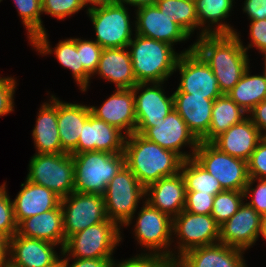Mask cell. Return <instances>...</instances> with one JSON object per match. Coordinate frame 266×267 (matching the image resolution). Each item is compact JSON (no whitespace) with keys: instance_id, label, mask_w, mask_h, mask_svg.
Instances as JSON below:
<instances>
[{"instance_id":"5b68a950","label":"cell","mask_w":266,"mask_h":267,"mask_svg":"<svg viewBox=\"0 0 266 267\" xmlns=\"http://www.w3.org/2000/svg\"><path fill=\"white\" fill-rule=\"evenodd\" d=\"M103 197L107 218L120 227H127L135 218L138 203L145 200V188L125 165L110 180Z\"/></svg>"},{"instance_id":"d4e9b609","label":"cell","mask_w":266,"mask_h":267,"mask_svg":"<svg viewBox=\"0 0 266 267\" xmlns=\"http://www.w3.org/2000/svg\"><path fill=\"white\" fill-rule=\"evenodd\" d=\"M262 138L259 129L247 116L241 122L232 125L211 143L220 151L247 162Z\"/></svg>"},{"instance_id":"e575fe53","label":"cell","mask_w":266,"mask_h":267,"mask_svg":"<svg viewBox=\"0 0 266 267\" xmlns=\"http://www.w3.org/2000/svg\"><path fill=\"white\" fill-rule=\"evenodd\" d=\"M178 24L189 36L198 30L195 0H157L155 4Z\"/></svg>"},{"instance_id":"bcb514c9","label":"cell","mask_w":266,"mask_h":267,"mask_svg":"<svg viewBox=\"0 0 266 267\" xmlns=\"http://www.w3.org/2000/svg\"><path fill=\"white\" fill-rule=\"evenodd\" d=\"M250 43L248 45H243V41L241 40L242 47L247 51L251 48L258 49L259 53H266V19L264 20H256L250 21Z\"/></svg>"},{"instance_id":"db71d44e","label":"cell","mask_w":266,"mask_h":267,"mask_svg":"<svg viewBox=\"0 0 266 267\" xmlns=\"http://www.w3.org/2000/svg\"><path fill=\"white\" fill-rule=\"evenodd\" d=\"M60 253L61 254L59 255V257L56 260H54L51 264H49L45 267H65V253L63 251H60Z\"/></svg>"},{"instance_id":"b9f144b4","label":"cell","mask_w":266,"mask_h":267,"mask_svg":"<svg viewBox=\"0 0 266 267\" xmlns=\"http://www.w3.org/2000/svg\"><path fill=\"white\" fill-rule=\"evenodd\" d=\"M255 182H258V184L253 187ZM244 195L245 201H247L249 197L251 198V200L246 203L264 217L266 215V179L249 178L244 190Z\"/></svg>"},{"instance_id":"4fadbf2b","label":"cell","mask_w":266,"mask_h":267,"mask_svg":"<svg viewBox=\"0 0 266 267\" xmlns=\"http://www.w3.org/2000/svg\"><path fill=\"white\" fill-rule=\"evenodd\" d=\"M66 240L89 226L111 221L106 216L103 195L73 191L60 201Z\"/></svg>"},{"instance_id":"836d02e7","label":"cell","mask_w":266,"mask_h":267,"mask_svg":"<svg viewBox=\"0 0 266 267\" xmlns=\"http://www.w3.org/2000/svg\"><path fill=\"white\" fill-rule=\"evenodd\" d=\"M180 173L183 176L186 191H197L214 196L224 191L220 182L194 158L182 162Z\"/></svg>"},{"instance_id":"681fc988","label":"cell","mask_w":266,"mask_h":267,"mask_svg":"<svg viewBox=\"0 0 266 267\" xmlns=\"http://www.w3.org/2000/svg\"><path fill=\"white\" fill-rule=\"evenodd\" d=\"M253 124L259 129L263 137H266V101L256 105L247 113Z\"/></svg>"},{"instance_id":"ac0fdd59","label":"cell","mask_w":266,"mask_h":267,"mask_svg":"<svg viewBox=\"0 0 266 267\" xmlns=\"http://www.w3.org/2000/svg\"><path fill=\"white\" fill-rule=\"evenodd\" d=\"M126 135L118 128L90 115L82 126L77 147L70 154L90 151L123 153Z\"/></svg>"},{"instance_id":"30bf717a","label":"cell","mask_w":266,"mask_h":267,"mask_svg":"<svg viewBox=\"0 0 266 267\" xmlns=\"http://www.w3.org/2000/svg\"><path fill=\"white\" fill-rule=\"evenodd\" d=\"M193 158L220 182L224 190H245L250 178L246 161L204 141H199Z\"/></svg>"},{"instance_id":"7bdbcfd3","label":"cell","mask_w":266,"mask_h":267,"mask_svg":"<svg viewBox=\"0 0 266 267\" xmlns=\"http://www.w3.org/2000/svg\"><path fill=\"white\" fill-rule=\"evenodd\" d=\"M248 173L250 178L266 179V137H263L248 161Z\"/></svg>"},{"instance_id":"6da1fadb","label":"cell","mask_w":266,"mask_h":267,"mask_svg":"<svg viewBox=\"0 0 266 267\" xmlns=\"http://www.w3.org/2000/svg\"><path fill=\"white\" fill-rule=\"evenodd\" d=\"M240 36L236 30L235 34L203 35L193 43L194 50L212 69L222 94H227L250 66Z\"/></svg>"},{"instance_id":"83f0119b","label":"cell","mask_w":266,"mask_h":267,"mask_svg":"<svg viewBox=\"0 0 266 267\" xmlns=\"http://www.w3.org/2000/svg\"><path fill=\"white\" fill-rule=\"evenodd\" d=\"M49 102L42 103L32 130L36 154L66 153L60 142L57 124V97L50 95Z\"/></svg>"},{"instance_id":"c3c4849f","label":"cell","mask_w":266,"mask_h":267,"mask_svg":"<svg viewBox=\"0 0 266 267\" xmlns=\"http://www.w3.org/2000/svg\"><path fill=\"white\" fill-rule=\"evenodd\" d=\"M65 254V267H113L114 258L76 259ZM74 260V261H73ZM69 261H72L70 264Z\"/></svg>"},{"instance_id":"4dcf8cb0","label":"cell","mask_w":266,"mask_h":267,"mask_svg":"<svg viewBox=\"0 0 266 267\" xmlns=\"http://www.w3.org/2000/svg\"><path fill=\"white\" fill-rule=\"evenodd\" d=\"M233 1L195 0L198 30L200 33L197 38L203 35L235 34L236 29L227 24V22L225 23V20L231 16V10L233 11V5H235Z\"/></svg>"},{"instance_id":"7c38bea8","label":"cell","mask_w":266,"mask_h":267,"mask_svg":"<svg viewBox=\"0 0 266 267\" xmlns=\"http://www.w3.org/2000/svg\"><path fill=\"white\" fill-rule=\"evenodd\" d=\"M172 237H177L174 250L178 259L190 249L218 243L220 225L211 215L183 210L173 218Z\"/></svg>"},{"instance_id":"ba28073f","label":"cell","mask_w":266,"mask_h":267,"mask_svg":"<svg viewBox=\"0 0 266 267\" xmlns=\"http://www.w3.org/2000/svg\"><path fill=\"white\" fill-rule=\"evenodd\" d=\"M128 9L125 5L113 1L86 12L95 30L94 41L103 49L128 47L132 41L135 35L132 25L135 26V23L130 21Z\"/></svg>"},{"instance_id":"ee69618b","label":"cell","mask_w":266,"mask_h":267,"mask_svg":"<svg viewBox=\"0 0 266 267\" xmlns=\"http://www.w3.org/2000/svg\"><path fill=\"white\" fill-rule=\"evenodd\" d=\"M214 195L197 191H186L185 211L211 215Z\"/></svg>"},{"instance_id":"e0dca14e","label":"cell","mask_w":266,"mask_h":267,"mask_svg":"<svg viewBox=\"0 0 266 267\" xmlns=\"http://www.w3.org/2000/svg\"><path fill=\"white\" fill-rule=\"evenodd\" d=\"M135 11V34L172 46L191 38L173 21V17L161 12L156 5L139 7Z\"/></svg>"},{"instance_id":"5bb4252c","label":"cell","mask_w":266,"mask_h":267,"mask_svg":"<svg viewBox=\"0 0 266 267\" xmlns=\"http://www.w3.org/2000/svg\"><path fill=\"white\" fill-rule=\"evenodd\" d=\"M164 83H137L133 87L136 133L142 135L148 128L165 119L174 109L173 95H166L162 86Z\"/></svg>"},{"instance_id":"7dc6e473","label":"cell","mask_w":266,"mask_h":267,"mask_svg":"<svg viewBox=\"0 0 266 267\" xmlns=\"http://www.w3.org/2000/svg\"><path fill=\"white\" fill-rule=\"evenodd\" d=\"M242 7L250 21L266 19V0H244Z\"/></svg>"},{"instance_id":"1f68e13d","label":"cell","mask_w":266,"mask_h":267,"mask_svg":"<svg viewBox=\"0 0 266 267\" xmlns=\"http://www.w3.org/2000/svg\"><path fill=\"white\" fill-rule=\"evenodd\" d=\"M250 66L227 95L245 112H249L266 98V75H251Z\"/></svg>"},{"instance_id":"603a6c76","label":"cell","mask_w":266,"mask_h":267,"mask_svg":"<svg viewBox=\"0 0 266 267\" xmlns=\"http://www.w3.org/2000/svg\"><path fill=\"white\" fill-rule=\"evenodd\" d=\"M145 201L172 219L176 217L186 203V187L181 173L150 184L145 189Z\"/></svg>"},{"instance_id":"7402d4cb","label":"cell","mask_w":266,"mask_h":267,"mask_svg":"<svg viewBox=\"0 0 266 267\" xmlns=\"http://www.w3.org/2000/svg\"><path fill=\"white\" fill-rule=\"evenodd\" d=\"M58 245L27 238L18 233L10 238L9 267H45L56 260Z\"/></svg>"},{"instance_id":"8fae6325","label":"cell","mask_w":266,"mask_h":267,"mask_svg":"<svg viewBox=\"0 0 266 267\" xmlns=\"http://www.w3.org/2000/svg\"><path fill=\"white\" fill-rule=\"evenodd\" d=\"M175 70L179 71L180 83L174 93H189L192 96H205L207 99H216L222 95L217 78L194 50V44L181 51Z\"/></svg>"},{"instance_id":"4316f807","label":"cell","mask_w":266,"mask_h":267,"mask_svg":"<svg viewBox=\"0 0 266 267\" xmlns=\"http://www.w3.org/2000/svg\"><path fill=\"white\" fill-rule=\"evenodd\" d=\"M95 74L115 84L116 89H130L138 83L127 47L103 49L97 69L92 77Z\"/></svg>"},{"instance_id":"ab89813d","label":"cell","mask_w":266,"mask_h":267,"mask_svg":"<svg viewBox=\"0 0 266 267\" xmlns=\"http://www.w3.org/2000/svg\"><path fill=\"white\" fill-rule=\"evenodd\" d=\"M77 52L80 63L84 69L92 76L98 66L103 48L93 40L76 38Z\"/></svg>"},{"instance_id":"74e56055","label":"cell","mask_w":266,"mask_h":267,"mask_svg":"<svg viewBox=\"0 0 266 267\" xmlns=\"http://www.w3.org/2000/svg\"><path fill=\"white\" fill-rule=\"evenodd\" d=\"M113 267H178L177 259L161 254L139 253L126 260L113 261Z\"/></svg>"},{"instance_id":"3957f363","label":"cell","mask_w":266,"mask_h":267,"mask_svg":"<svg viewBox=\"0 0 266 267\" xmlns=\"http://www.w3.org/2000/svg\"><path fill=\"white\" fill-rule=\"evenodd\" d=\"M138 83L166 82L173 75L181 53L174 46L135 34L128 44Z\"/></svg>"},{"instance_id":"8992f818","label":"cell","mask_w":266,"mask_h":267,"mask_svg":"<svg viewBox=\"0 0 266 267\" xmlns=\"http://www.w3.org/2000/svg\"><path fill=\"white\" fill-rule=\"evenodd\" d=\"M122 228L114 221H103L71 235L63 252L70 258H114L113 253L122 242Z\"/></svg>"},{"instance_id":"9f6ffc18","label":"cell","mask_w":266,"mask_h":267,"mask_svg":"<svg viewBox=\"0 0 266 267\" xmlns=\"http://www.w3.org/2000/svg\"><path fill=\"white\" fill-rule=\"evenodd\" d=\"M262 55L264 56V65H265V66L263 67V68H264V71H263V72H264L265 75H266V53H264V54H262Z\"/></svg>"},{"instance_id":"d6986e66","label":"cell","mask_w":266,"mask_h":267,"mask_svg":"<svg viewBox=\"0 0 266 267\" xmlns=\"http://www.w3.org/2000/svg\"><path fill=\"white\" fill-rule=\"evenodd\" d=\"M90 109L97 119L118 128L126 136L136 130L133 88L115 89L100 107L90 106Z\"/></svg>"},{"instance_id":"7a4b0ae2","label":"cell","mask_w":266,"mask_h":267,"mask_svg":"<svg viewBox=\"0 0 266 267\" xmlns=\"http://www.w3.org/2000/svg\"><path fill=\"white\" fill-rule=\"evenodd\" d=\"M123 153L125 165L145 189L161 178L178 174L183 162L176 153L136 132L126 136Z\"/></svg>"},{"instance_id":"f6af8a7d","label":"cell","mask_w":266,"mask_h":267,"mask_svg":"<svg viewBox=\"0 0 266 267\" xmlns=\"http://www.w3.org/2000/svg\"><path fill=\"white\" fill-rule=\"evenodd\" d=\"M18 81L12 77H0V116L14 111V94Z\"/></svg>"},{"instance_id":"ffe728a7","label":"cell","mask_w":266,"mask_h":267,"mask_svg":"<svg viewBox=\"0 0 266 267\" xmlns=\"http://www.w3.org/2000/svg\"><path fill=\"white\" fill-rule=\"evenodd\" d=\"M30 45L42 56L55 54L59 64L71 71L72 77L77 83L79 90L86 92L90 86L92 76L84 69L80 63L79 53L77 52L76 38L60 40L56 47L52 49L48 40L47 32L38 34ZM51 46V47H50Z\"/></svg>"},{"instance_id":"f1b7e54d","label":"cell","mask_w":266,"mask_h":267,"mask_svg":"<svg viewBox=\"0 0 266 267\" xmlns=\"http://www.w3.org/2000/svg\"><path fill=\"white\" fill-rule=\"evenodd\" d=\"M17 233L27 238L40 239L60 245L59 248L62 251L66 238L61 205L55 209L22 220L18 224Z\"/></svg>"},{"instance_id":"277c9868","label":"cell","mask_w":266,"mask_h":267,"mask_svg":"<svg viewBox=\"0 0 266 267\" xmlns=\"http://www.w3.org/2000/svg\"><path fill=\"white\" fill-rule=\"evenodd\" d=\"M74 191L103 195L110 180L125 166L124 153L90 151L72 154Z\"/></svg>"},{"instance_id":"cb8c5ba5","label":"cell","mask_w":266,"mask_h":267,"mask_svg":"<svg viewBox=\"0 0 266 267\" xmlns=\"http://www.w3.org/2000/svg\"><path fill=\"white\" fill-rule=\"evenodd\" d=\"M174 109L185 121L189 131L198 141L207 142L212 107L215 99L192 96L189 93H173Z\"/></svg>"},{"instance_id":"f5cc1de1","label":"cell","mask_w":266,"mask_h":267,"mask_svg":"<svg viewBox=\"0 0 266 267\" xmlns=\"http://www.w3.org/2000/svg\"><path fill=\"white\" fill-rule=\"evenodd\" d=\"M81 1H82L83 6L84 7L86 6L85 7L87 8L86 11L91 10L93 8L105 6L113 2V0H81Z\"/></svg>"},{"instance_id":"44dd1931","label":"cell","mask_w":266,"mask_h":267,"mask_svg":"<svg viewBox=\"0 0 266 267\" xmlns=\"http://www.w3.org/2000/svg\"><path fill=\"white\" fill-rule=\"evenodd\" d=\"M245 252L224 243L196 247L177 259L178 267H248Z\"/></svg>"},{"instance_id":"60d3db41","label":"cell","mask_w":266,"mask_h":267,"mask_svg":"<svg viewBox=\"0 0 266 267\" xmlns=\"http://www.w3.org/2000/svg\"><path fill=\"white\" fill-rule=\"evenodd\" d=\"M42 14L63 20L84 8L81 0H41Z\"/></svg>"},{"instance_id":"d590c367","label":"cell","mask_w":266,"mask_h":267,"mask_svg":"<svg viewBox=\"0 0 266 267\" xmlns=\"http://www.w3.org/2000/svg\"><path fill=\"white\" fill-rule=\"evenodd\" d=\"M22 20L24 29L27 30V38L31 42L38 34L45 32V27L41 18V0H13Z\"/></svg>"},{"instance_id":"f35d334b","label":"cell","mask_w":266,"mask_h":267,"mask_svg":"<svg viewBox=\"0 0 266 267\" xmlns=\"http://www.w3.org/2000/svg\"><path fill=\"white\" fill-rule=\"evenodd\" d=\"M6 187V182L0 186V233L11 238L17 233L18 224L14 215L13 201Z\"/></svg>"},{"instance_id":"9a60e30c","label":"cell","mask_w":266,"mask_h":267,"mask_svg":"<svg viewBox=\"0 0 266 267\" xmlns=\"http://www.w3.org/2000/svg\"><path fill=\"white\" fill-rule=\"evenodd\" d=\"M142 136L164 149L176 153L183 161L194 157L199 143L175 109L161 122L148 128ZM183 146H189L191 153L181 151L184 148Z\"/></svg>"},{"instance_id":"52a82bcc","label":"cell","mask_w":266,"mask_h":267,"mask_svg":"<svg viewBox=\"0 0 266 267\" xmlns=\"http://www.w3.org/2000/svg\"><path fill=\"white\" fill-rule=\"evenodd\" d=\"M26 179L52 190L61 199L74 191V163L70 153L36 154L28 164Z\"/></svg>"},{"instance_id":"484cf974","label":"cell","mask_w":266,"mask_h":267,"mask_svg":"<svg viewBox=\"0 0 266 267\" xmlns=\"http://www.w3.org/2000/svg\"><path fill=\"white\" fill-rule=\"evenodd\" d=\"M12 201L15 219L19 224L24 219L57 208L61 198L52 190L26 179Z\"/></svg>"},{"instance_id":"9c48e42d","label":"cell","mask_w":266,"mask_h":267,"mask_svg":"<svg viewBox=\"0 0 266 267\" xmlns=\"http://www.w3.org/2000/svg\"><path fill=\"white\" fill-rule=\"evenodd\" d=\"M134 227V238L147 253L161 254L176 259V251L171 248L173 241V219L152 207L147 201L138 211ZM146 248V249H145Z\"/></svg>"},{"instance_id":"11a10c76","label":"cell","mask_w":266,"mask_h":267,"mask_svg":"<svg viewBox=\"0 0 266 267\" xmlns=\"http://www.w3.org/2000/svg\"><path fill=\"white\" fill-rule=\"evenodd\" d=\"M261 235L264 238V240L266 241V215L262 218V225H261L260 236Z\"/></svg>"},{"instance_id":"f907efd6","label":"cell","mask_w":266,"mask_h":267,"mask_svg":"<svg viewBox=\"0 0 266 267\" xmlns=\"http://www.w3.org/2000/svg\"><path fill=\"white\" fill-rule=\"evenodd\" d=\"M10 238L0 233V267L9 264Z\"/></svg>"},{"instance_id":"d6a6232c","label":"cell","mask_w":266,"mask_h":267,"mask_svg":"<svg viewBox=\"0 0 266 267\" xmlns=\"http://www.w3.org/2000/svg\"><path fill=\"white\" fill-rule=\"evenodd\" d=\"M247 116V112L239 107L227 94H222L217 97L212 107L207 142H212L216 137L226 132L232 125L241 122Z\"/></svg>"},{"instance_id":"816d5d0a","label":"cell","mask_w":266,"mask_h":267,"mask_svg":"<svg viewBox=\"0 0 266 267\" xmlns=\"http://www.w3.org/2000/svg\"><path fill=\"white\" fill-rule=\"evenodd\" d=\"M113 1L115 3L125 5V6L126 4L130 6H134L135 8L155 5L157 3V0H113Z\"/></svg>"},{"instance_id":"f546056e","label":"cell","mask_w":266,"mask_h":267,"mask_svg":"<svg viewBox=\"0 0 266 267\" xmlns=\"http://www.w3.org/2000/svg\"><path fill=\"white\" fill-rule=\"evenodd\" d=\"M88 105L64 102L57 98V124L61 147L71 153L78 144L82 126L91 115Z\"/></svg>"},{"instance_id":"8d00e7d4","label":"cell","mask_w":266,"mask_h":267,"mask_svg":"<svg viewBox=\"0 0 266 267\" xmlns=\"http://www.w3.org/2000/svg\"><path fill=\"white\" fill-rule=\"evenodd\" d=\"M244 191L224 190L215 195L211 216L222 225L231 218L244 203Z\"/></svg>"},{"instance_id":"2e32d148","label":"cell","mask_w":266,"mask_h":267,"mask_svg":"<svg viewBox=\"0 0 266 267\" xmlns=\"http://www.w3.org/2000/svg\"><path fill=\"white\" fill-rule=\"evenodd\" d=\"M262 218L244 202L231 218L220 225L219 242L243 251L250 249L260 237Z\"/></svg>"}]
</instances>
